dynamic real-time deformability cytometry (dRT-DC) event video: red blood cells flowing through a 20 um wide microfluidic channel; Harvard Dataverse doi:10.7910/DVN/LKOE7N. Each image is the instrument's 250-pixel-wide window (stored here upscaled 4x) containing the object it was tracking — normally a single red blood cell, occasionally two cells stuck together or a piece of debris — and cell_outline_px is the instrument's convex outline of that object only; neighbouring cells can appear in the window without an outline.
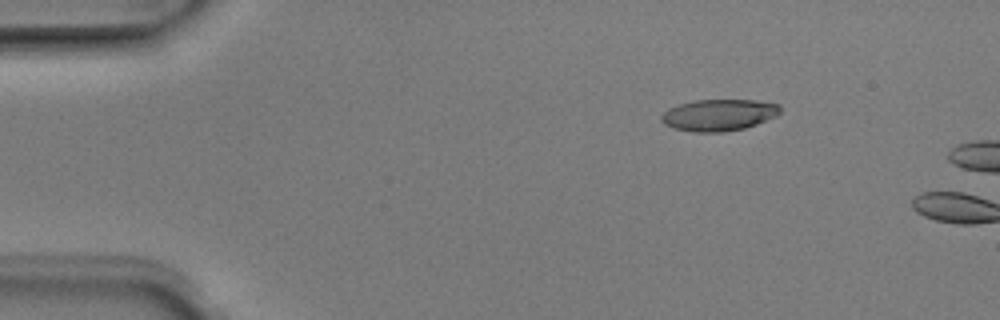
{"species": "Egyptian fruit bat (a non-hibernating species)", "species_latin": "Rousettus aegyptiacus", "temperature_condition": "room temperature", "stored_images_in_passage": 4, "camera_frame_rate_fps": 3000, "um_per_image_px": 0.085, "animal": {"sex": "male"}, "frame": {"image": 1, "passage_image": 3, "time_ms": 0.667, "image_size_px": [1000, 320], "cell_outline_px": [[780, 112], [776, 116], [756, 124], [744, 128], [724, 132], [696, 132], [672, 128], [664, 124], [660, 120], [660, 116], [668, 108], [692, 100], [752, 100], [780, 104]], "centroid_in_image_um": [61.06, 9.77], "position_along_channel_um": 23.9, "area_um2": 21.91}}